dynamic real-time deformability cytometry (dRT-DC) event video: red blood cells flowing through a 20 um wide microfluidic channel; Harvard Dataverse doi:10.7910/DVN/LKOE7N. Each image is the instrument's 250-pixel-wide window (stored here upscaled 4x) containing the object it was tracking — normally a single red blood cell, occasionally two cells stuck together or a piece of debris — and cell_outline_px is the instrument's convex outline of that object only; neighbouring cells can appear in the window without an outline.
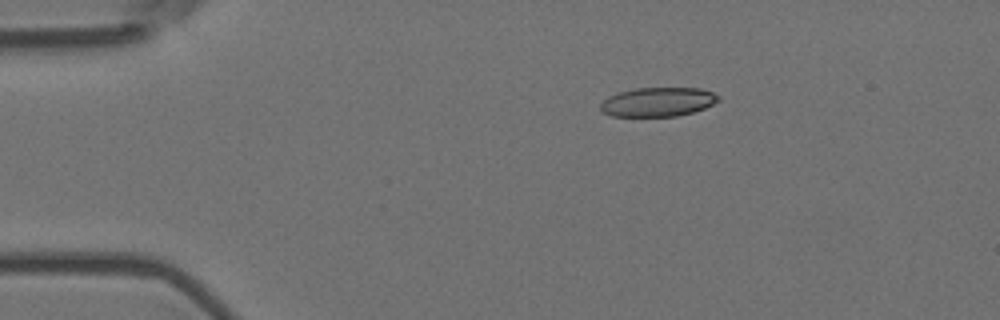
{"species": "Egyptian fruit bat (a non-hibernating species)", "species_latin": "Rousettus aegyptiacus", "temperature_condition": "room temperature", "stored_images_in_passage": 6, "camera_frame_rate_fps": 3000, "um_per_image_px": 0.085, "animal": {"sex": "female"}, "frame": {"image": 1, "passage_image": 3, "time_ms": 0.667, "image_size_px": [1000, 320], "cell_outline_px": [[720, 100], [704, 108], [692, 112], [676, 116], [612, 116], [604, 112], [600, 108], [600, 104], [608, 96], [620, 92], [636, 88], [700, 88], [712, 92], [720, 96]], "centroid_in_image_um": [55.93, 8.66], "position_along_channel_um": 29.1, "area_um2": 19.88}}
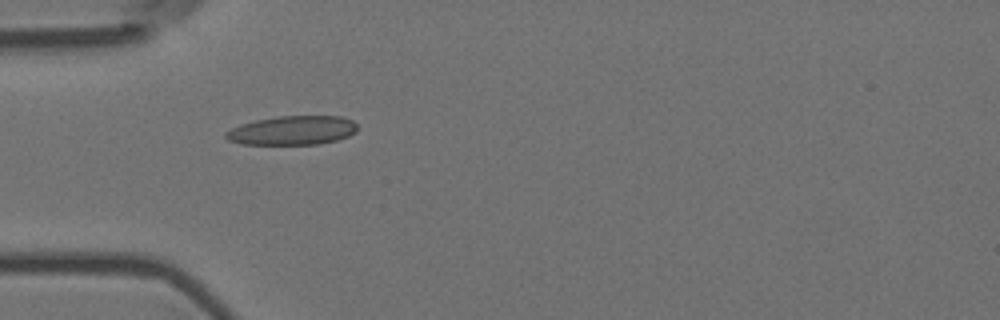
{"frame": {"image": 2, "passage_image": 5, "time_ms": 1.333, "image_size_px": [1000, 320], "cell_outline_px": [[356, 132], [348, 136], [336, 140], [320, 144], [244, 144], [228, 140], [224, 136], [224, 132], [240, 124], [256, 120], [276, 116], [340, 116], [352, 120], [356, 124]], "centroid_in_image_um": [24.84, 11.08], "position_along_channel_um": 60.2, "area_um2": 22.25}}
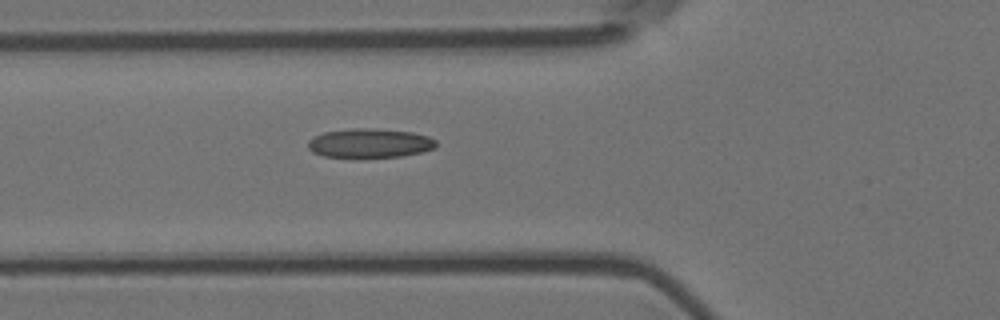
{"frame": {"image": 3, "passage_image": 6, "time_ms": 1.667, "image_size_px": [1000, 320], "cell_outline_px": [[436, 148], [420, 152], [400, 156], [360, 160], [324, 156], [312, 152], [308, 148], [308, 140], [312, 136], [324, 132], [352, 128], [376, 128], [412, 132], [428, 136], [436, 140]], "centroid_in_image_um": [31.38, 12.2], "position_along_channel_um": 94.4, "area_um2": 22.66}}